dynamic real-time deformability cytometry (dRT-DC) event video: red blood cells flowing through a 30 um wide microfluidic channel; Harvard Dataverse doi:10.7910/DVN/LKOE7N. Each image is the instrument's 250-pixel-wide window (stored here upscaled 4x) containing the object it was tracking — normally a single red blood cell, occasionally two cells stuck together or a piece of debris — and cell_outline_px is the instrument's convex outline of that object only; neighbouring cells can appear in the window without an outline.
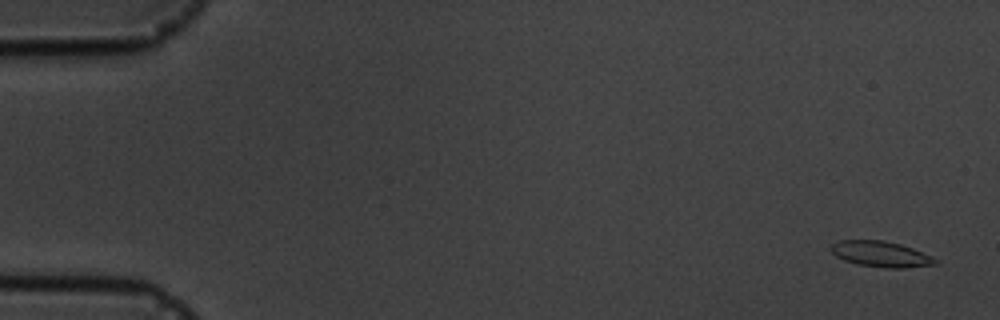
{"species": "common noctule bat (a hibernating species)", "species_latin": "Nyctalus noctula", "temperature_condition": "cold", "stored_images_in_passage": 6, "camera_frame_rate_fps": 3000, "um_per_image_px": 0.085, "animal": {"sex": "male", "body_mass_g": 19.5, "forearm_length_mm": 54.6}, "frame": {"image": 1, "passage_image": 1, "time_ms": 0.0, "image_size_px": [1000, 320], "cell_outline_px": [[940, 264], [904, 268], [884, 268], [856, 264], [844, 260], [836, 256], [828, 248], [832, 244], [840, 240], [884, 240], [900, 244], [912, 248], [940, 260]], "centroid_in_image_um": [74.89, 21.6], "position_along_channel_um": 10.1, "area_um2": 15.84}}
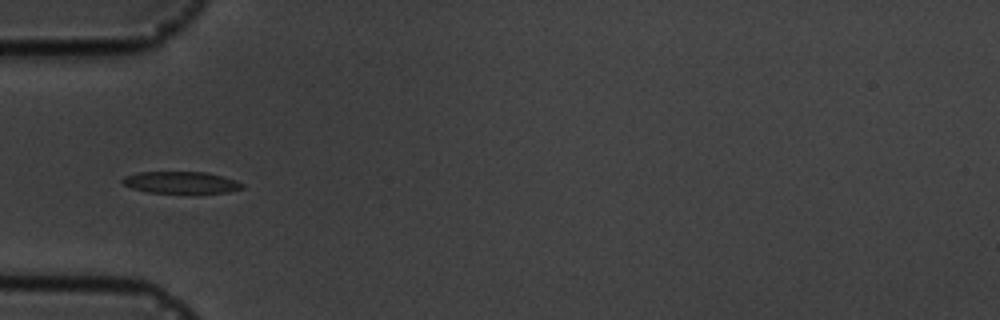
{"frame": {"image": 2, "passage_image": 5, "time_ms": 5.333, "image_size_px": [1000, 320], "cell_outline_px": [[244, 188], [228, 192], [192, 196], [148, 192], [132, 188], [124, 184], [120, 180], [124, 176], [136, 172], [208, 172], [224, 176], [236, 180], [244, 184]], "centroid_in_image_um": [15.44, 15.56], "position_along_channel_um": 69.6, "area_um2": 16.3}}
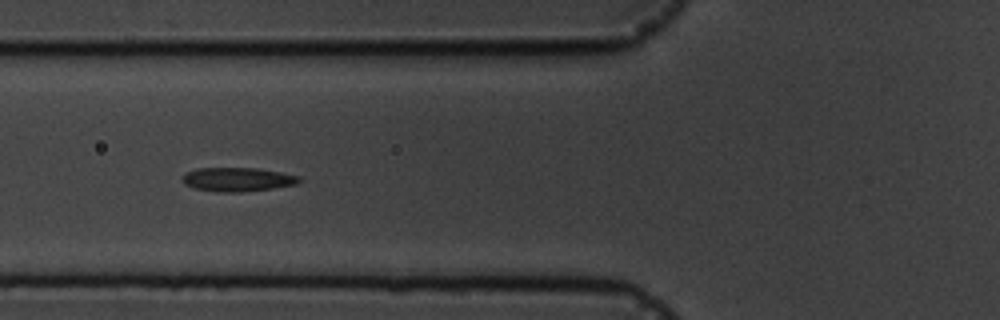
{"frame": {"image": 3, "passage_image": 6, "time_ms": 6.333, "image_size_px": [1000, 320], "cell_outline_px": [[300, 180], [296, 184], [272, 188], [240, 192], [216, 192], [192, 188], [184, 184], [180, 176], [184, 172], [196, 168], [256, 168], [280, 172], [300, 176]], "centroid_in_image_um": [20.1, 15.25], "position_along_channel_um": 105.7, "area_um2": 16.42}}